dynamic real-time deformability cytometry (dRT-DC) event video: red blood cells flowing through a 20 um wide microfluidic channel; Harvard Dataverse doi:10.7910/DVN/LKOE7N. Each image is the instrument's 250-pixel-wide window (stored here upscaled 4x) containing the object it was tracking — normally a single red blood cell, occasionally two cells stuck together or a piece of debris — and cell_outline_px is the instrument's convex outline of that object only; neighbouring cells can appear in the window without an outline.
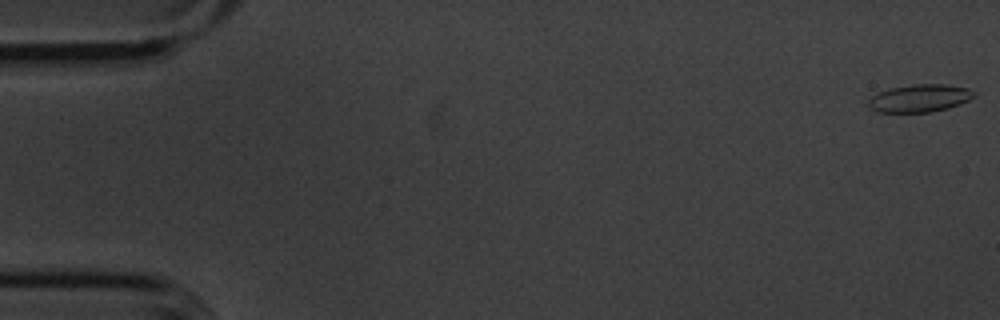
{"species": "common noctule bat (a hibernating species)", "species_latin": "Nyctalus noctula", "temperature_condition": "cold", "stored_images_in_passage": 56, "camera_frame_rate_fps": 3000, "um_per_image_px": 0.085, "animal": {"sex": "male", "body_mass_g": 20.1, "forearm_length_mm": 53.5}, "frame": {"image": 1, "passage_image": 1, "time_ms": 0.0, "image_size_px": [1000, 320], "cell_outline_px": [[976, 96], [960, 104], [948, 108], [928, 112], [880, 112], [872, 108], [868, 104], [868, 100], [872, 96], [888, 88], [912, 84], [944, 84], [968, 88], [976, 92]], "centroid_in_image_um": [78.2, 8.33], "position_along_channel_um": 6.8, "area_um2": 16.99}}
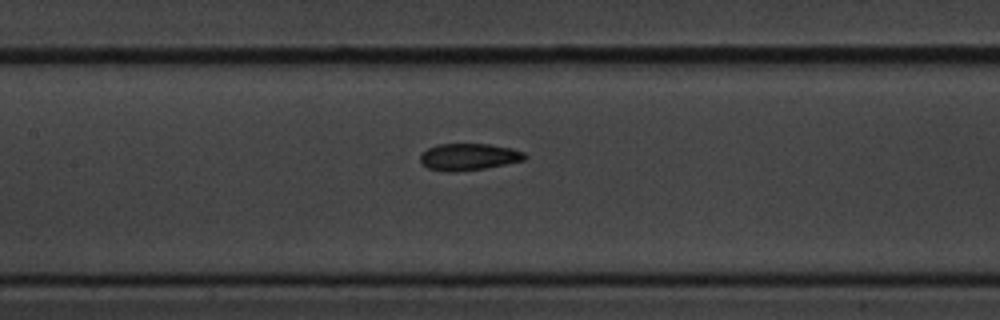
{"frame": {"image": 2, "passage_image": 26, "time_ms": 8.333, "image_size_px": [1000, 320], "cell_outline_px": [[528, 156], [524, 160], [484, 168], [448, 172], [428, 168], [420, 164], [420, 156], [428, 148], [436, 144], [488, 144], [512, 148], [524, 152]], "centroid_in_image_um": [39.83, 13.32], "position_along_channel_um": 167.6, "area_um2": 16.24}}
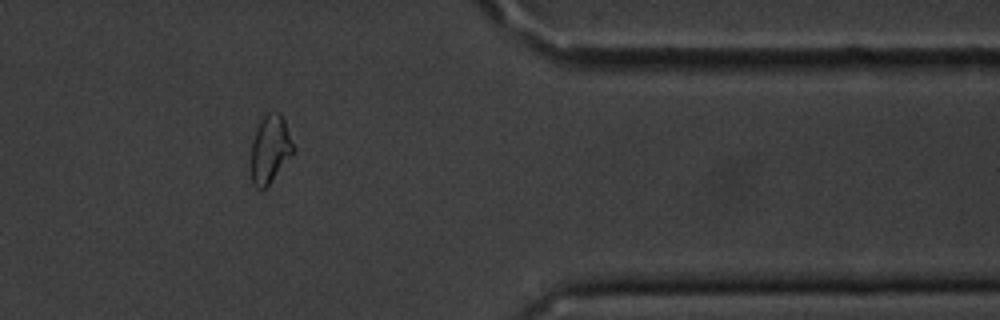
{"frame": {"image": 3, "passage_image": 46, "time_ms": 15.0, "image_size_px": [1000, 320], "cell_outline_px": [[296, 148], [268, 184], [264, 188], [256, 188], [252, 184], [252, 140], [256, 128], [260, 120], [268, 112], [280, 112], [284, 120]], "centroid_in_image_um": [22.96, 12.62], "position_along_channel_um": 388.4, "area_um2": 16.36}, "authors_computed_cell_mechanics": {"area_um2": 16.7331, "velocity_mm_per_s": 3.5954, "shape_relaxation_time_tau1_ms": 4.9444, "shape_relaxation_time_tau2_ms": 2.6267, "deformation_change_tau1": 0.114, "deformation_change_tau2": 0.0594}}